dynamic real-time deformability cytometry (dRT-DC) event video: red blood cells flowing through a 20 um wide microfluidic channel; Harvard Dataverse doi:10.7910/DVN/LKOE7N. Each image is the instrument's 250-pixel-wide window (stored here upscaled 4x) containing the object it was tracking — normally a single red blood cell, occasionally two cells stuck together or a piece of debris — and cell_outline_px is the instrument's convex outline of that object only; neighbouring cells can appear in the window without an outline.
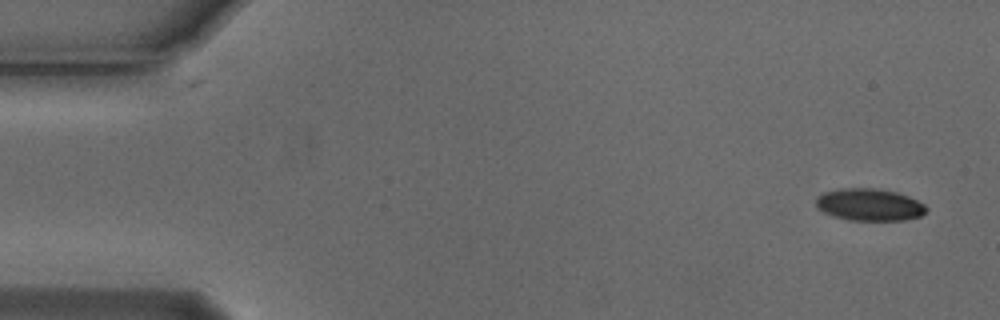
{"species": "Egyptian fruit bat (a non-hibernating species)", "species_latin": "Rousettus aegyptiacus", "temperature_condition": "cold", "stored_images_in_passage": 3, "camera_frame_rate_fps": 3000, "um_per_image_px": 0.085, "animal": {"sex": "male"}, "frame": {"image": 1, "passage_image": 1, "time_ms": 0.0, "image_size_px": [1000, 320], "cell_outline_px": [[928, 208], [920, 216], [904, 220], [848, 220], [832, 216], [816, 208], [816, 196], [824, 192], [840, 188], [872, 188], [896, 192], [908, 196], [924, 204]], "centroid_in_image_um": [73.86, 17.4], "position_along_channel_um": 11.1, "area_um2": 20.69}}